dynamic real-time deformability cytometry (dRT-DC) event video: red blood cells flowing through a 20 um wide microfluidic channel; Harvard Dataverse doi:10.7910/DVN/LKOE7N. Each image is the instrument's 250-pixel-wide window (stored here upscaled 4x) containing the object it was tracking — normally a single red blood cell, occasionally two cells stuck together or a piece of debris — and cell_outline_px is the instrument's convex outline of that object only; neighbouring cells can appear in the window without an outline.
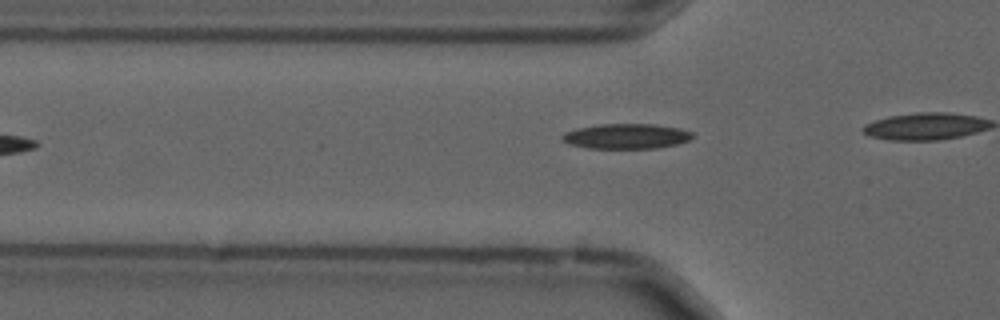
{"species": "common noctule bat (a hibernating species)", "species_latin": "Nyctalus noctula", "temperature_condition": "cold", "stored_images_in_passage": 7, "camera_frame_rate_fps": 3000, "um_per_image_px": 0.085, "animal": {"sex": "male", "forearm_length_mm": 52.5}, "frame": {"image": 1, "passage_image": 4, "time_ms": 1.0, "image_size_px": [1000, 320], "cell_outline_px": [[696, 136], [688, 140], [676, 144], [656, 148], [588, 148], [568, 144], [560, 140], [560, 136], [564, 132], [576, 128], [600, 124], [656, 124], [680, 128], [692, 132]], "centroid_in_image_um": [53.2, 11.57], "position_along_channel_um": 72.6, "area_um2": 19.25}}